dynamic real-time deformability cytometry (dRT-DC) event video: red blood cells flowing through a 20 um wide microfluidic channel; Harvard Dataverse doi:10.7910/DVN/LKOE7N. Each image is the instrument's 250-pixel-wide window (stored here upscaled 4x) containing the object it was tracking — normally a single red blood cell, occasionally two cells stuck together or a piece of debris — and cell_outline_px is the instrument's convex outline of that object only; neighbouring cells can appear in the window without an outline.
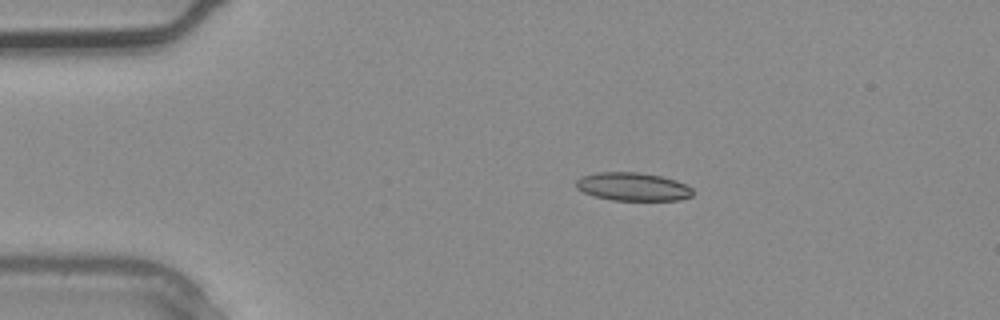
{"species": "common noctule bat (a hibernating species)", "species_latin": "Nyctalus noctula", "temperature_condition": "warm", "stored_images_in_passage": 3, "camera_frame_rate_fps": 3000, "um_per_image_px": 0.085, "animal": {"sex": "male", "body_mass_g": 20.4}, "frame": {"image": 1, "passage_image": 2, "time_ms": 0.333, "image_size_px": [1000, 320], "cell_outline_px": [[692, 196], [680, 200], [612, 200], [596, 196], [584, 192], [576, 188], [576, 180], [580, 176], [596, 172], [640, 172], [660, 176], [676, 180], [692, 188]], "centroid_in_image_um": [53.77, 15.86], "position_along_channel_um": 31.2, "area_um2": 19.19}}